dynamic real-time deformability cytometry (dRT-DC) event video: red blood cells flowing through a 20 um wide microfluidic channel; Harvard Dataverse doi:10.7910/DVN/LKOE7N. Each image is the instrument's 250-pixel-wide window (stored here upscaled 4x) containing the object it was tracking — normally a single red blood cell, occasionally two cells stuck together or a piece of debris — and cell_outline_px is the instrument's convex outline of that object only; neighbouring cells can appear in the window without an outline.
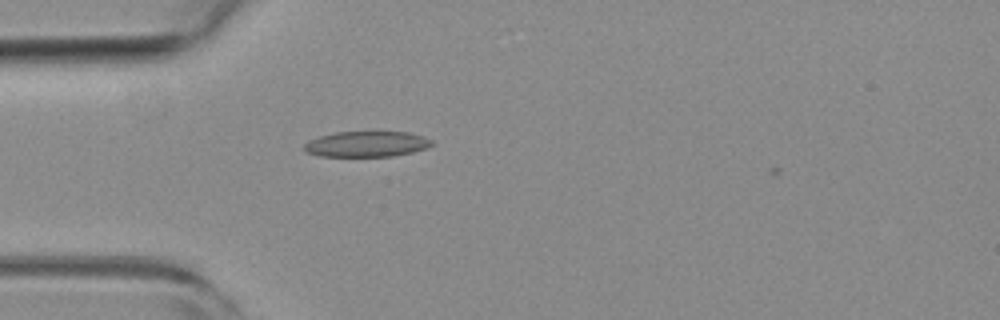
{"species": "common noctule bat (a hibernating species)", "species_latin": "Nyctalus noctula", "temperature_condition": "room temperature", "stored_images_in_passage": 42, "camera_frame_rate_fps": 3000, "um_per_image_px": 0.085, "animal": {"sex": "female", "body_mass_g": 19.3, "forearm_length_mm": 54.1}, "frame": {"image": 1, "passage_image": 3, "time_ms": 0.667, "image_size_px": [1000, 320], "cell_outline_px": [[432, 144], [424, 148], [412, 152], [392, 156], [320, 156], [304, 152], [304, 144], [308, 140], [320, 136], [336, 132], [380, 128], [408, 132], [424, 136], [432, 140]], "centroid_in_image_um": [31.16, 12.18], "position_along_channel_um": 53.8, "area_um2": 20.0}}
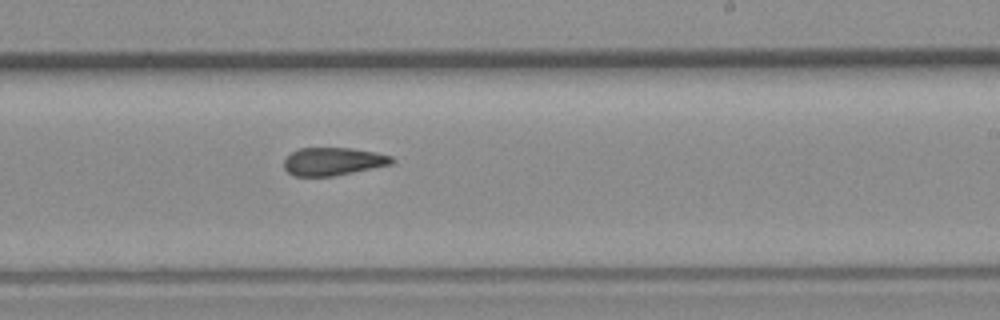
{"frame": {"image": 2, "passage_image": 20, "time_ms": 6.333, "image_size_px": [1000, 320], "cell_outline_px": [[396, 160], [392, 164], [332, 176], [292, 176], [284, 168], [284, 160], [292, 152], [300, 148], [352, 148], [376, 152], [392, 156]], "centroid_in_image_um": [28.32, 13.72], "position_along_channel_um": 260.7, "area_um2": 17.51}}
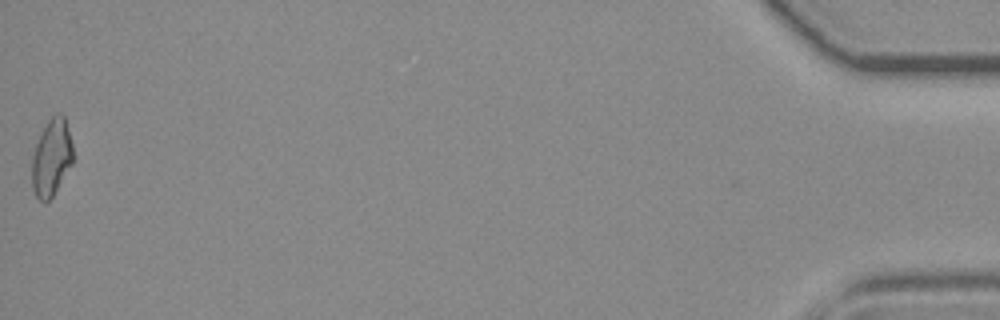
{"frame": {"image": 3, "passage_image": 42, "time_ms": 13.667, "image_size_px": [1000, 320], "cell_outline_px": [[72, 164], [52, 196], [44, 204], [36, 196], [32, 188], [32, 156], [36, 144], [48, 120], [56, 112], [60, 112], [64, 116], [72, 144]], "centroid_in_image_um": [4.37, 13.4], "position_along_channel_um": 430.8, "area_um2": 18.15}, "authors_computed_cell_mechanics": {"area_um2": 18.1781, "velocity_mm_per_s": 3.7574, "shape_relaxation_time_tau1_ms": null, "shape_relaxation_time_tau2_ms": 2.9995, "deformation_change_tau1": null, "deformation_change_tau2": 0.1057}}